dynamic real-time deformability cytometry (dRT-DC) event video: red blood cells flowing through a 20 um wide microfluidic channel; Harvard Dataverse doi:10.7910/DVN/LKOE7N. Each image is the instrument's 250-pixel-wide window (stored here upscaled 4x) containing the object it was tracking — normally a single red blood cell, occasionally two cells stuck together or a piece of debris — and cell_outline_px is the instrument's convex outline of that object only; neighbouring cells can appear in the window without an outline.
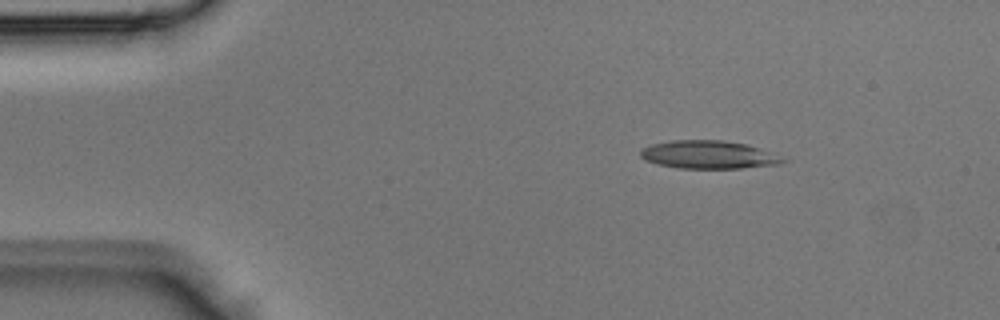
{"species": "Egyptian fruit bat (a non-hibernating species)", "species_latin": "Rousettus aegyptiacus", "temperature_condition": "room temperature", "stored_images_in_passage": 5, "camera_frame_rate_fps": 3000, "um_per_image_px": 0.085, "animal": {"sex": "male"}, "frame": {"image": 1, "passage_image": 2, "time_ms": 0.333, "image_size_px": [1000, 320], "cell_outline_px": [[788, 160], [780, 164], [740, 168], [676, 168], [656, 164], [644, 160], [640, 156], [640, 148], [652, 144], [672, 140], [724, 140], [748, 144]], "centroid_in_image_um": [60.16, 13.15], "position_along_channel_um": 24.8, "area_um2": 23.29}}
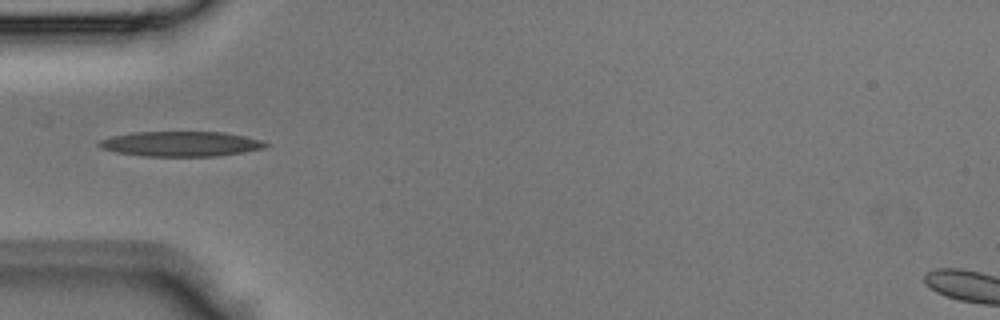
{"frame": {"image": 2, "passage_image": 4, "time_ms": 1.0, "image_size_px": [1000, 320], "cell_outline_px": [[272, 144], [264, 148], [244, 152], [216, 156], [144, 156], [116, 152], [100, 148], [96, 144], [100, 140], [112, 136], [132, 132], [224, 132], [244, 136], [260, 140]], "centroid_in_image_um": [15.36, 12.23], "position_along_channel_um": 69.6, "area_um2": 24.33}}
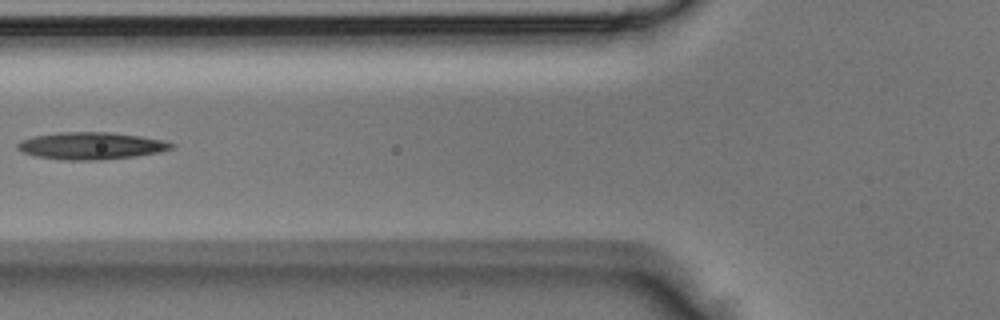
{"frame": {"image": 3, "passage_image": 5, "time_ms": 1.333, "image_size_px": [1000, 320], "cell_outline_px": [[176, 148], [160, 152], [136, 156], [100, 160], [64, 160], [36, 156], [24, 152], [16, 148], [16, 144], [20, 140], [32, 136], [60, 132], [108, 132], [140, 136], [160, 140], [176, 144]], "centroid_in_image_um": [7.74, 12.39], "position_along_channel_um": 118.1, "area_um2": 24.45}}